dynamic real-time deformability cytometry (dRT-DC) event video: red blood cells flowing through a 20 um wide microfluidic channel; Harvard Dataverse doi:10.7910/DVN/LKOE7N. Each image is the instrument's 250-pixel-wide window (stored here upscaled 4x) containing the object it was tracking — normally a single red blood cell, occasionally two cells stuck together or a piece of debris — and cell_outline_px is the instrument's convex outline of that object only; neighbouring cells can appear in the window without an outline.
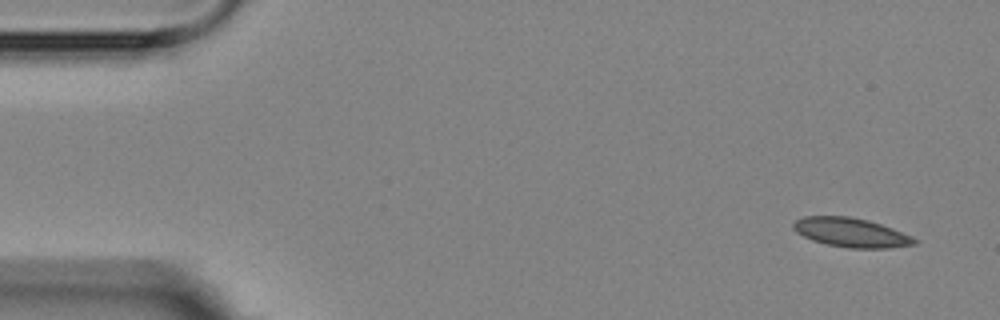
{"species": "Egyptian fruit bat (a non-hibernating species)", "species_latin": "Rousettus aegyptiacus", "temperature_condition": "room temperature", "stored_images_in_passage": 6, "segment_of_instrument_passage": [2, 2], "camera_frame_rate_fps": 3000, "um_per_image_px": 0.085, "animal": {"sex": "female"}, "frame": {"image": 1, "passage_image": 6, "time_ms": 6.667, "image_size_px": [1000, 320], "cell_outline_px": [[916, 244], [888, 248], [848, 248], [828, 244], [812, 240], [796, 232], [792, 228], [792, 224], [796, 220], [804, 216], [848, 216], [868, 220], [892, 228], [912, 236], [916, 240]], "centroid_in_image_um": [72.32, 19.76], "position_along_channel_um": 12.7, "area_um2": 20.46}}